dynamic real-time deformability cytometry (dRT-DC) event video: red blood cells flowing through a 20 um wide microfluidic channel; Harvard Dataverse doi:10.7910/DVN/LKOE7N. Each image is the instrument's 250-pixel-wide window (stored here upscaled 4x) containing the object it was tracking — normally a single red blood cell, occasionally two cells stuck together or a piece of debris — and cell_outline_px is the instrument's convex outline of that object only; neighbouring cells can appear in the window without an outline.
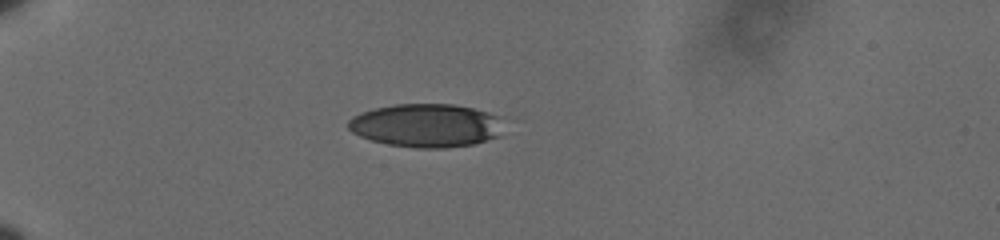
{"species": "human", "species_latin": "Homo sapiens", "temperature_condition": "cold", "stored_images_in_passage": 42, "camera_frame_rate_fps": 3000, "um_per_image_px": 0.085, "donor": {"sex": "male"}, "frame": {"image": 1, "passage_image": 1, "time_ms": 0.0, "image_size_px": [1000, 240], "cell_outline_px": [[500, 136], [472, 144], [444, 148], [416, 148], [388, 144], [372, 140], [360, 136], [352, 132], [348, 128], [348, 120], [352, 116], [360, 112], [376, 108], [396, 104], [452, 104], [472, 108], [488, 112], [496, 116]], "centroid_in_image_um": [36.15, 10.66], "position_along_channel_um": 48.9, "area_um2": 38.84}}
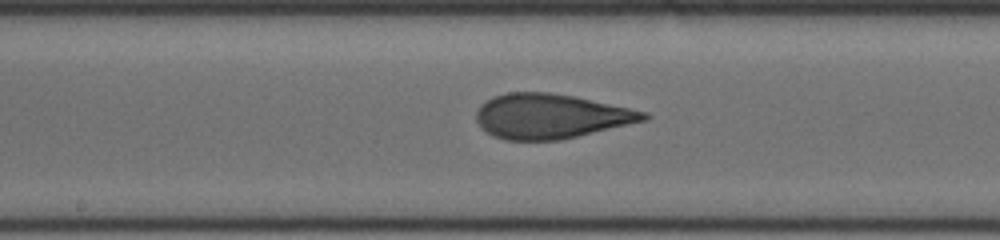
{"frame": {"image": 2, "passage_image": 17, "time_ms": 5.333, "image_size_px": [1000, 240], "cell_outline_px": [[652, 116], [648, 120], [560, 140], [504, 140], [492, 136], [480, 128], [476, 120], [476, 112], [480, 104], [492, 96], [508, 92], [548, 92], [572, 96], [648, 112]], "centroid_in_image_um": [46.78, 9.88], "position_along_channel_um": 201.4, "area_um2": 43.75}}
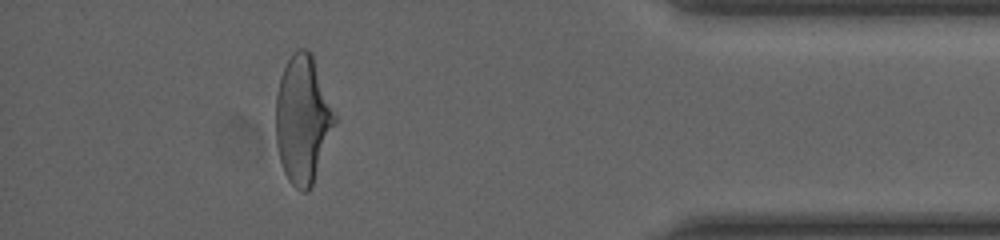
{"frame": {"image": 3, "passage_image": 37, "time_ms": 12.0, "image_size_px": [1000, 240], "cell_outline_px": [[336, 124], [312, 184], [308, 192], [300, 192], [288, 180], [284, 172], [280, 160], [276, 144], [276, 92], [280, 76], [292, 52], [296, 48], [304, 48], [312, 52], [336, 116]], "centroid_in_image_um": [25.72, 10.13], "position_along_channel_um": 409.5, "area_um2": 43.99}, "authors_computed_cell_mechanics": {"area_um2": 43.2344, "velocity_mm_per_s": 3.6117, "shape_relaxation_time_tau1_ms": 5.0559, "shape_relaxation_time_tau2_ms": 1.1532, "deformation_change_tau1": 0.1816, "deformation_change_tau2": 0.0898}}